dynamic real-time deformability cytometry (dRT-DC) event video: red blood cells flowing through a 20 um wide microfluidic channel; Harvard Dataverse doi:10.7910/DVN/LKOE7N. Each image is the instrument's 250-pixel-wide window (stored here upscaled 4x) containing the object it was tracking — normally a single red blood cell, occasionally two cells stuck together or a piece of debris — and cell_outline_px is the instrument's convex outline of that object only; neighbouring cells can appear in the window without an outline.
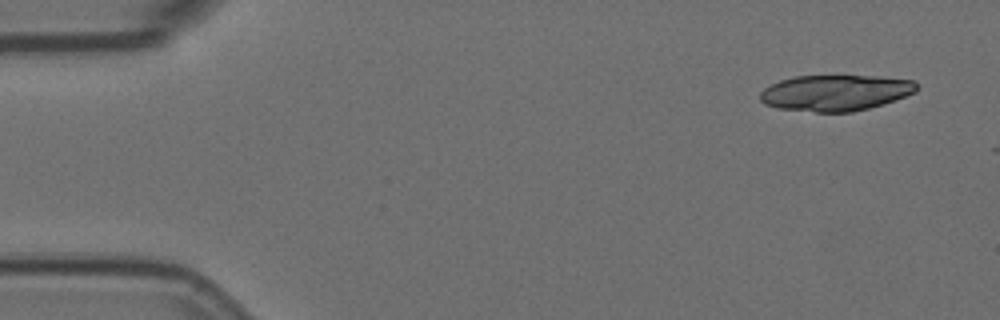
{"species": "Egyptian fruit bat (a non-hibernating species)", "species_latin": "Rousettus aegyptiacus", "temperature_condition": "room temperature", "stored_images_in_passage": 3, "camera_frame_rate_fps": 3000, "um_per_image_px": 0.085, "animal": {"sex": "female"}, "frame": {"image": 1, "passage_image": 1, "time_ms": 0.0, "image_size_px": [1000, 320], "cell_outline_px": [[916, 92], [868, 108], [852, 112], [816, 112], [776, 108], [764, 104], [760, 100], [760, 92], [764, 88], [780, 80], [796, 76], [876, 76], [916, 80]], "centroid_in_image_um": [70.97, 7.88], "position_along_channel_um": 14.0, "area_um2": 32.66}}